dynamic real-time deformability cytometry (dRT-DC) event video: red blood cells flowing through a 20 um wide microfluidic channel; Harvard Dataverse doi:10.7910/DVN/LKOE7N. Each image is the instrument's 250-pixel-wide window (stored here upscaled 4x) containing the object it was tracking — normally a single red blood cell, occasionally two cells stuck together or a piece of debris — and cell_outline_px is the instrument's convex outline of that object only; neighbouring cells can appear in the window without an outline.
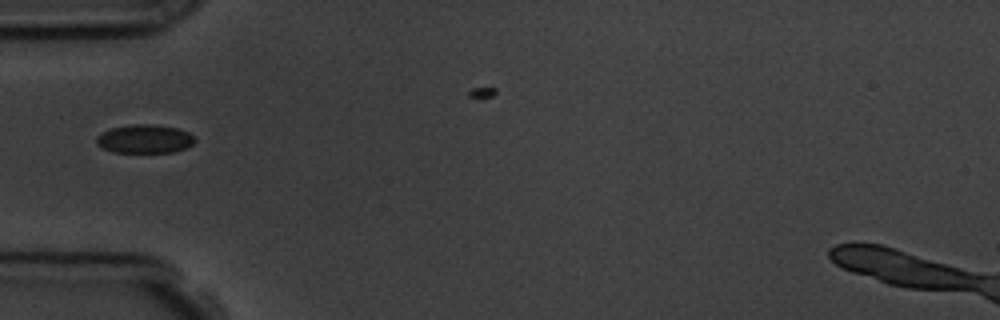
{"species": "common noctule bat (a hibernating species)", "species_latin": "Nyctalus noctula", "temperature_condition": "room temperature", "stored_images_in_passage": 5, "segment_of_instrument_passage": [2, 2], "camera_frame_rate_fps": 3000, "um_per_image_px": 0.085, "animal": {"sex": "male", "body_mass_g": 19.5, "forearm_length_mm": 54.6}, "frame": {"image": 1, "passage_image": 5, "time_ms": 5.333, "image_size_px": [1000, 320], "cell_outline_px": [[196, 140], [192, 144], [184, 148], [172, 152], [112, 152], [96, 144], [96, 136], [100, 132], [112, 128], [132, 124], [152, 124], [176, 128], [188, 132]], "centroid_in_image_um": [12.25, 11.8], "position_along_channel_um": 72.7, "area_um2": 16.3}}